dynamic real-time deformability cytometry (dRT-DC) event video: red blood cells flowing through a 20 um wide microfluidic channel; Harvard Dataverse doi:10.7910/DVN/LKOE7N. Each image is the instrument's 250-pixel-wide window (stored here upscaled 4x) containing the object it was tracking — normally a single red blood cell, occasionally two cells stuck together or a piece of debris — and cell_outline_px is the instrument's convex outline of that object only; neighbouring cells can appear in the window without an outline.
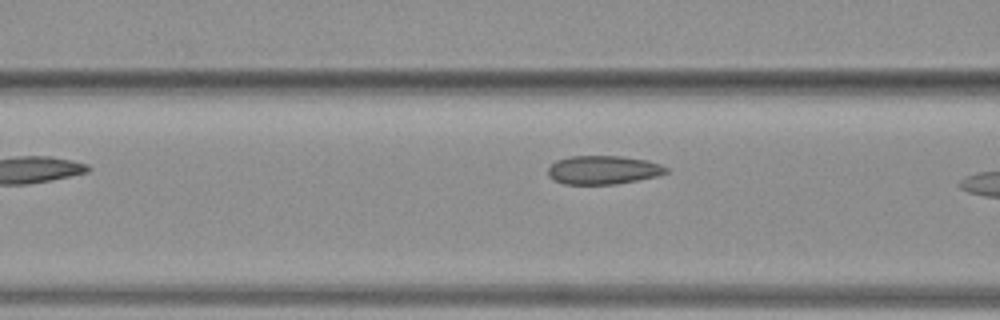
{"species": "common noctule bat (a hibernating species)", "species_latin": "Nyctalus noctula", "temperature_condition": "warm", "stored_images_in_passage": 10, "camera_frame_rate_fps": 3000, "um_per_image_px": 0.085, "animal": {"sex": "female", "body_mass_g": 19.3, "forearm_length_mm": 54.1}, "frame": {"image": 1, "passage_image": 4, "time_ms": 1.0, "image_size_px": [1000, 320], "cell_outline_px": [[668, 172], [656, 176], [616, 184], [564, 184], [552, 180], [548, 176], [548, 168], [556, 160], [568, 156], [620, 156], [648, 160], [660, 164], [668, 168]], "centroid_in_image_um": [51.24, 14.44], "position_along_channel_um": 115.4, "area_um2": 19.77}}
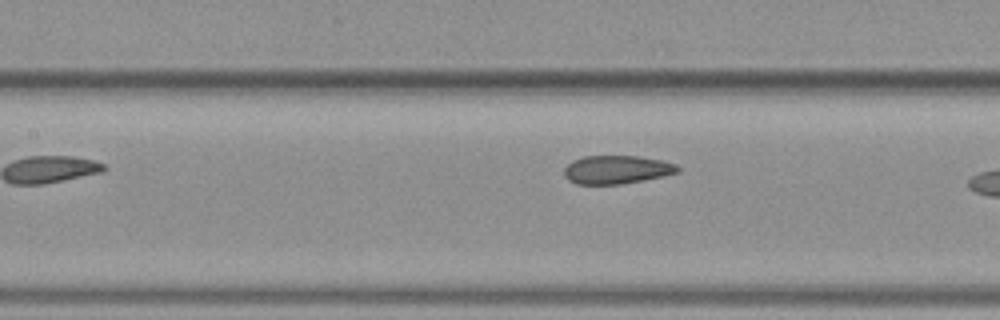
{"frame": {"image": 2, "passage_image": 7, "time_ms": 2.0, "image_size_px": [1000, 320], "cell_outline_px": [[680, 172], [664, 176], [644, 180], [620, 184], [576, 184], [568, 180], [564, 176], [564, 168], [572, 160], [584, 156], [640, 156], [660, 160], [676, 164], [680, 168]], "centroid_in_image_um": [52.42, 14.42], "position_along_channel_um": 155.0, "area_um2": 18.9}}